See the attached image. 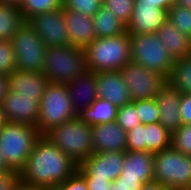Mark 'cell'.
<instances>
[{"label": "cell", "instance_id": "6da1fadb", "mask_svg": "<svg viewBox=\"0 0 191 190\" xmlns=\"http://www.w3.org/2000/svg\"><path fill=\"white\" fill-rule=\"evenodd\" d=\"M77 168L78 164L41 135L19 172V179L41 190L55 189L73 175Z\"/></svg>", "mask_w": 191, "mask_h": 190}, {"label": "cell", "instance_id": "7a4b0ae2", "mask_svg": "<svg viewBox=\"0 0 191 190\" xmlns=\"http://www.w3.org/2000/svg\"><path fill=\"white\" fill-rule=\"evenodd\" d=\"M85 56L89 72L119 71L131 61L130 34L97 37L85 48Z\"/></svg>", "mask_w": 191, "mask_h": 190}, {"label": "cell", "instance_id": "3957f363", "mask_svg": "<svg viewBox=\"0 0 191 190\" xmlns=\"http://www.w3.org/2000/svg\"><path fill=\"white\" fill-rule=\"evenodd\" d=\"M44 136L78 165L93 154L92 126L79 116L52 127Z\"/></svg>", "mask_w": 191, "mask_h": 190}, {"label": "cell", "instance_id": "277c9868", "mask_svg": "<svg viewBox=\"0 0 191 190\" xmlns=\"http://www.w3.org/2000/svg\"><path fill=\"white\" fill-rule=\"evenodd\" d=\"M40 136L37 127L32 125L6 121L0 127V149L11 170L19 173L23 169Z\"/></svg>", "mask_w": 191, "mask_h": 190}, {"label": "cell", "instance_id": "5b68a950", "mask_svg": "<svg viewBox=\"0 0 191 190\" xmlns=\"http://www.w3.org/2000/svg\"><path fill=\"white\" fill-rule=\"evenodd\" d=\"M87 71L85 49L72 45L47 47L42 73L49 82L66 84Z\"/></svg>", "mask_w": 191, "mask_h": 190}, {"label": "cell", "instance_id": "8992f818", "mask_svg": "<svg viewBox=\"0 0 191 190\" xmlns=\"http://www.w3.org/2000/svg\"><path fill=\"white\" fill-rule=\"evenodd\" d=\"M154 181L169 190H186L191 186V155L172 145L154 153Z\"/></svg>", "mask_w": 191, "mask_h": 190}, {"label": "cell", "instance_id": "52a82bcc", "mask_svg": "<svg viewBox=\"0 0 191 190\" xmlns=\"http://www.w3.org/2000/svg\"><path fill=\"white\" fill-rule=\"evenodd\" d=\"M131 62L161 74L166 80L174 64L173 57L156 34H130Z\"/></svg>", "mask_w": 191, "mask_h": 190}, {"label": "cell", "instance_id": "ba28073f", "mask_svg": "<svg viewBox=\"0 0 191 190\" xmlns=\"http://www.w3.org/2000/svg\"><path fill=\"white\" fill-rule=\"evenodd\" d=\"M78 116L72 107L65 84L49 82L40 102L37 129L44 135L52 127Z\"/></svg>", "mask_w": 191, "mask_h": 190}, {"label": "cell", "instance_id": "9c48e42d", "mask_svg": "<svg viewBox=\"0 0 191 190\" xmlns=\"http://www.w3.org/2000/svg\"><path fill=\"white\" fill-rule=\"evenodd\" d=\"M11 44L15 53L17 70L42 73L47 47L27 21L11 39Z\"/></svg>", "mask_w": 191, "mask_h": 190}, {"label": "cell", "instance_id": "30bf717a", "mask_svg": "<svg viewBox=\"0 0 191 190\" xmlns=\"http://www.w3.org/2000/svg\"><path fill=\"white\" fill-rule=\"evenodd\" d=\"M132 101L154 99L167 80L159 73L128 62L119 70Z\"/></svg>", "mask_w": 191, "mask_h": 190}, {"label": "cell", "instance_id": "8fae6325", "mask_svg": "<svg viewBox=\"0 0 191 190\" xmlns=\"http://www.w3.org/2000/svg\"><path fill=\"white\" fill-rule=\"evenodd\" d=\"M27 22L46 47L70 45L63 8L31 16Z\"/></svg>", "mask_w": 191, "mask_h": 190}, {"label": "cell", "instance_id": "7c38bea8", "mask_svg": "<svg viewBox=\"0 0 191 190\" xmlns=\"http://www.w3.org/2000/svg\"><path fill=\"white\" fill-rule=\"evenodd\" d=\"M125 156L126 152L93 153L78 165L77 172L84 179H105L113 182L122 172Z\"/></svg>", "mask_w": 191, "mask_h": 190}, {"label": "cell", "instance_id": "4fadbf2b", "mask_svg": "<svg viewBox=\"0 0 191 190\" xmlns=\"http://www.w3.org/2000/svg\"><path fill=\"white\" fill-rule=\"evenodd\" d=\"M1 105L6 121L37 126L40 103L32 97L19 96L8 89Z\"/></svg>", "mask_w": 191, "mask_h": 190}, {"label": "cell", "instance_id": "5bb4252c", "mask_svg": "<svg viewBox=\"0 0 191 190\" xmlns=\"http://www.w3.org/2000/svg\"><path fill=\"white\" fill-rule=\"evenodd\" d=\"M168 10L156 5L134 4L131 19L126 26L129 34H155L168 20Z\"/></svg>", "mask_w": 191, "mask_h": 190}, {"label": "cell", "instance_id": "9a60e30c", "mask_svg": "<svg viewBox=\"0 0 191 190\" xmlns=\"http://www.w3.org/2000/svg\"><path fill=\"white\" fill-rule=\"evenodd\" d=\"M93 153L126 152L127 136L124 129L116 122L92 126Z\"/></svg>", "mask_w": 191, "mask_h": 190}, {"label": "cell", "instance_id": "2e32d148", "mask_svg": "<svg viewBox=\"0 0 191 190\" xmlns=\"http://www.w3.org/2000/svg\"><path fill=\"white\" fill-rule=\"evenodd\" d=\"M154 99L159 108V123L172 134L182 126L180 118L181 94L166 82Z\"/></svg>", "mask_w": 191, "mask_h": 190}, {"label": "cell", "instance_id": "e0dca14e", "mask_svg": "<svg viewBox=\"0 0 191 190\" xmlns=\"http://www.w3.org/2000/svg\"><path fill=\"white\" fill-rule=\"evenodd\" d=\"M97 98L110 101L117 108L132 102L119 71L96 72Z\"/></svg>", "mask_w": 191, "mask_h": 190}, {"label": "cell", "instance_id": "ac0fdd59", "mask_svg": "<svg viewBox=\"0 0 191 190\" xmlns=\"http://www.w3.org/2000/svg\"><path fill=\"white\" fill-rule=\"evenodd\" d=\"M117 180L154 181V153L149 151H126L122 172Z\"/></svg>", "mask_w": 191, "mask_h": 190}, {"label": "cell", "instance_id": "d6986e66", "mask_svg": "<svg viewBox=\"0 0 191 190\" xmlns=\"http://www.w3.org/2000/svg\"><path fill=\"white\" fill-rule=\"evenodd\" d=\"M49 83L47 77L41 72L14 70L8 76V89L19 96L32 97L41 102L45 88Z\"/></svg>", "mask_w": 191, "mask_h": 190}, {"label": "cell", "instance_id": "ffe728a7", "mask_svg": "<svg viewBox=\"0 0 191 190\" xmlns=\"http://www.w3.org/2000/svg\"><path fill=\"white\" fill-rule=\"evenodd\" d=\"M70 45L85 49L97 36L91 16L78 11L63 9Z\"/></svg>", "mask_w": 191, "mask_h": 190}, {"label": "cell", "instance_id": "44dd1931", "mask_svg": "<svg viewBox=\"0 0 191 190\" xmlns=\"http://www.w3.org/2000/svg\"><path fill=\"white\" fill-rule=\"evenodd\" d=\"M74 112L79 116L97 99L95 72L87 71L65 84Z\"/></svg>", "mask_w": 191, "mask_h": 190}, {"label": "cell", "instance_id": "7402d4cb", "mask_svg": "<svg viewBox=\"0 0 191 190\" xmlns=\"http://www.w3.org/2000/svg\"><path fill=\"white\" fill-rule=\"evenodd\" d=\"M158 38L168 49L173 59L191 55V39L168 20L156 31Z\"/></svg>", "mask_w": 191, "mask_h": 190}, {"label": "cell", "instance_id": "603a6c76", "mask_svg": "<svg viewBox=\"0 0 191 190\" xmlns=\"http://www.w3.org/2000/svg\"><path fill=\"white\" fill-rule=\"evenodd\" d=\"M25 21L19 6L0 3V40L11 41Z\"/></svg>", "mask_w": 191, "mask_h": 190}, {"label": "cell", "instance_id": "cb8c5ba5", "mask_svg": "<svg viewBox=\"0 0 191 190\" xmlns=\"http://www.w3.org/2000/svg\"><path fill=\"white\" fill-rule=\"evenodd\" d=\"M117 109L110 101L97 98L79 117L90 126L105 124L116 121Z\"/></svg>", "mask_w": 191, "mask_h": 190}, {"label": "cell", "instance_id": "d4e9b609", "mask_svg": "<svg viewBox=\"0 0 191 190\" xmlns=\"http://www.w3.org/2000/svg\"><path fill=\"white\" fill-rule=\"evenodd\" d=\"M92 18L97 37H114L126 31V26L104 6Z\"/></svg>", "mask_w": 191, "mask_h": 190}, {"label": "cell", "instance_id": "484cf974", "mask_svg": "<svg viewBox=\"0 0 191 190\" xmlns=\"http://www.w3.org/2000/svg\"><path fill=\"white\" fill-rule=\"evenodd\" d=\"M167 82L181 95L191 94V55L174 59Z\"/></svg>", "mask_w": 191, "mask_h": 190}, {"label": "cell", "instance_id": "4316f807", "mask_svg": "<svg viewBox=\"0 0 191 190\" xmlns=\"http://www.w3.org/2000/svg\"><path fill=\"white\" fill-rule=\"evenodd\" d=\"M144 151L160 152L171 146L172 134L159 122L144 124Z\"/></svg>", "mask_w": 191, "mask_h": 190}, {"label": "cell", "instance_id": "83f0119b", "mask_svg": "<svg viewBox=\"0 0 191 190\" xmlns=\"http://www.w3.org/2000/svg\"><path fill=\"white\" fill-rule=\"evenodd\" d=\"M24 19L63 8V0H22L19 6Z\"/></svg>", "mask_w": 191, "mask_h": 190}, {"label": "cell", "instance_id": "f1b7e54d", "mask_svg": "<svg viewBox=\"0 0 191 190\" xmlns=\"http://www.w3.org/2000/svg\"><path fill=\"white\" fill-rule=\"evenodd\" d=\"M168 21L191 39V9L174 4L168 9Z\"/></svg>", "mask_w": 191, "mask_h": 190}, {"label": "cell", "instance_id": "f546056e", "mask_svg": "<svg viewBox=\"0 0 191 190\" xmlns=\"http://www.w3.org/2000/svg\"><path fill=\"white\" fill-rule=\"evenodd\" d=\"M135 105L137 115L142 124H152L159 122L160 114L155 99H143L132 101Z\"/></svg>", "mask_w": 191, "mask_h": 190}, {"label": "cell", "instance_id": "4dcf8cb0", "mask_svg": "<svg viewBox=\"0 0 191 190\" xmlns=\"http://www.w3.org/2000/svg\"><path fill=\"white\" fill-rule=\"evenodd\" d=\"M134 4L135 0H103V6L112 11L125 26L131 19Z\"/></svg>", "mask_w": 191, "mask_h": 190}, {"label": "cell", "instance_id": "1f68e13d", "mask_svg": "<svg viewBox=\"0 0 191 190\" xmlns=\"http://www.w3.org/2000/svg\"><path fill=\"white\" fill-rule=\"evenodd\" d=\"M116 122L125 132L142 124L137 115L135 105L132 102L117 109Z\"/></svg>", "mask_w": 191, "mask_h": 190}, {"label": "cell", "instance_id": "d6a6232c", "mask_svg": "<svg viewBox=\"0 0 191 190\" xmlns=\"http://www.w3.org/2000/svg\"><path fill=\"white\" fill-rule=\"evenodd\" d=\"M16 70V58L11 41L0 40V74L9 76Z\"/></svg>", "mask_w": 191, "mask_h": 190}, {"label": "cell", "instance_id": "836d02e7", "mask_svg": "<svg viewBox=\"0 0 191 190\" xmlns=\"http://www.w3.org/2000/svg\"><path fill=\"white\" fill-rule=\"evenodd\" d=\"M103 6V0H63V9L78 11L93 17Z\"/></svg>", "mask_w": 191, "mask_h": 190}, {"label": "cell", "instance_id": "e575fe53", "mask_svg": "<svg viewBox=\"0 0 191 190\" xmlns=\"http://www.w3.org/2000/svg\"><path fill=\"white\" fill-rule=\"evenodd\" d=\"M171 145L179 152L191 155V124L182 125L172 133Z\"/></svg>", "mask_w": 191, "mask_h": 190}, {"label": "cell", "instance_id": "d590c367", "mask_svg": "<svg viewBox=\"0 0 191 190\" xmlns=\"http://www.w3.org/2000/svg\"><path fill=\"white\" fill-rule=\"evenodd\" d=\"M144 124L126 132L127 151H144Z\"/></svg>", "mask_w": 191, "mask_h": 190}, {"label": "cell", "instance_id": "8d00e7d4", "mask_svg": "<svg viewBox=\"0 0 191 190\" xmlns=\"http://www.w3.org/2000/svg\"><path fill=\"white\" fill-rule=\"evenodd\" d=\"M55 190H89L85 179L76 171L67 180L60 183Z\"/></svg>", "mask_w": 191, "mask_h": 190}, {"label": "cell", "instance_id": "74e56055", "mask_svg": "<svg viewBox=\"0 0 191 190\" xmlns=\"http://www.w3.org/2000/svg\"><path fill=\"white\" fill-rule=\"evenodd\" d=\"M19 173L12 171L0 172V190H12L19 181Z\"/></svg>", "mask_w": 191, "mask_h": 190}, {"label": "cell", "instance_id": "f35d334b", "mask_svg": "<svg viewBox=\"0 0 191 190\" xmlns=\"http://www.w3.org/2000/svg\"><path fill=\"white\" fill-rule=\"evenodd\" d=\"M180 118L182 125L191 124V94L181 95Z\"/></svg>", "mask_w": 191, "mask_h": 190}, {"label": "cell", "instance_id": "ab89813d", "mask_svg": "<svg viewBox=\"0 0 191 190\" xmlns=\"http://www.w3.org/2000/svg\"><path fill=\"white\" fill-rule=\"evenodd\" d=\"M148 182H136L130 180H114L111 190H140L141 186Z\"/></svg>", "mask_w": 191, "mask_h": 190}, {"label": "cell", "instance_id": "60d3db41", "mask_svg": "<svg viewBox=\"0 0 191 190\" xmlns=\"http://www.w3.org/2000/svg\"><path fill=\"white\" fill-rule=\"evenodd\" d=\"M89 190H111L112 182L105 179H85Z\"/></svg>", "mask_w": 191, "mask_h": 190}, {"label": "cell", "instance_id": "b9f144b4", "mask_svg": "<svg viewBox=\"0 0 191 190\" xmlns=\"http://www.w3.org/2000/svg\"><path fill=\"white\" fill-rule=\"evenodd\" d=\"M178 0H135V4H149L156 5L158 8L168 10L172 5L176 4Z\"/></svg>", "mask_w": 191, "mask_h": 190}, {"label": "cell", "instance_id": "7bdbcfd3", "mask_svg": "<svg viewBox=\"0 0 191 190\" xmlns=\"http://www.w3.org/2000/svg\"><path fill=\"white\" fill-rule=\"evenodd\" d=\"M140 190H169V189L156 181H151L143 184Z\"/></svg>", "mask_w": 191, "mask_h": 190}, {"label": "cell", "instance_id": "ee69618b", "mask_svg": "<svg viewBox=\"0 0 191 190\" xmlns=\"http://www.w3.org/2000/svg\"><path fill=\"white\" fill-rule=\"evenodd\" d=\"M8 90V77L0 74V103Z\"/></svg>", "mask_w": 191, "mask_h": 190}, {"label": "cell", "instance_id": "f6af8a7d", "mask_svg": "<svg viewBox=\"0 0 191 190\" xmlns=\"http://www.w3.org/2000/svg\"><path fill=\"white\" fill-rule=\"evenodd\" d=\"M12 190H41V189L33 187L29 184H25L19 180Z\"/></svg>", "mask_w": 191, "mask_h": 190}, {"label": "cell", "instance_id": "bcb514c9", "mask_svg": "<svg viewBox=\"0 0 191 190\" xmlns=\"http://www.w3.org/2000/svg\"><path fill=\"white\" fill-rule=\"evenodd\" d=\"M1 171H12L6 163L5 157L3 156V153L0 149V172Z\"/></svg>", "mask_w": 191, "mask_h": 190}, {"label": "cell", "instance_id": "7dc6e473", "mask_svg": "<svg viewBox=\"0 0 191 190\" xmlns=\"http://www.w3.org/2000/svg\"><path fill=\"white\" fill-rule=\"evenodd\" d=\"M0 3L12 4V5L20 6L21 3H22V0H0Z\"/></svg>", "mask_w": 191, "mask_h": 190}, {"label": "cell", "instance_id": "c3c4849f", "mask_svg": "<svg viewBox=\"0 0 191 190\" xmlns=\"http://www.w3.org/2000/svg\"><path fill=\"white\" fill-rule=\"evenodd\" d=\"M177 4L191 9V0H178Z\"/></svg>", "mask_w": 191, "mask_h": 190}, {"label": "cell", "instance_id": "681fc988", "mask_svg": "<svg viewBox=\"0 0 191 190\" xmlns=\"http://www.w3.org/2000/svg\"><path fill=\"white\" fill-rule=\"evenodd\" d=\"M6 122V118L2 111V105L0 103V127Z\"/></svg>", "mask_w": 191, "mask_h": 190}]
</instances>
